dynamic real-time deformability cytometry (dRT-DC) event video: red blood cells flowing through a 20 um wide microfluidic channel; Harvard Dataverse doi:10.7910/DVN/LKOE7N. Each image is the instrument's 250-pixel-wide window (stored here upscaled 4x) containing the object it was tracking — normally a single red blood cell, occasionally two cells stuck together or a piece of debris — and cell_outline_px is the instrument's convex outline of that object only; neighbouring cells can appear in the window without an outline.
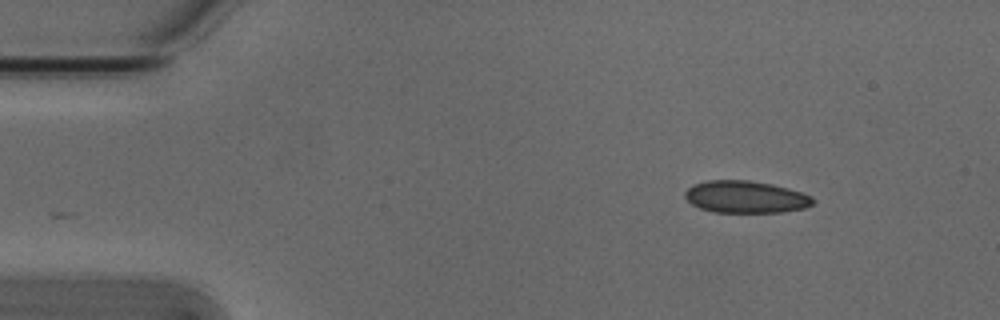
{"species": "Egyptian fruit bat (a non-hibernating species)", "species_latin": "Rousettus aegyptiacus", "temperature_condition": "cold", "stored_images_in_passage": 2, "camera_frame_rate_fps": 3000, "um_per_image_px": 0.085, "animal": {"sex": "male"}, "frame": {"image": 1, "passage_image": 2, "time_ms": 0.333, "image_size_px": [1000, 320], "cell_outline_px": [[816, 200], [812, 204], [804, 208], [780, 212], [716, 212], [700, 208], [692, 204], [684, 196], [684, 192], [692, 184], [708, 180], [748, 180], [772, 184], [788, 188], [812, 196]], "centroid_in_image_um": [63.37, 16.73], "position_along_channel_um": 21.6, "area_um2": 23.93}}